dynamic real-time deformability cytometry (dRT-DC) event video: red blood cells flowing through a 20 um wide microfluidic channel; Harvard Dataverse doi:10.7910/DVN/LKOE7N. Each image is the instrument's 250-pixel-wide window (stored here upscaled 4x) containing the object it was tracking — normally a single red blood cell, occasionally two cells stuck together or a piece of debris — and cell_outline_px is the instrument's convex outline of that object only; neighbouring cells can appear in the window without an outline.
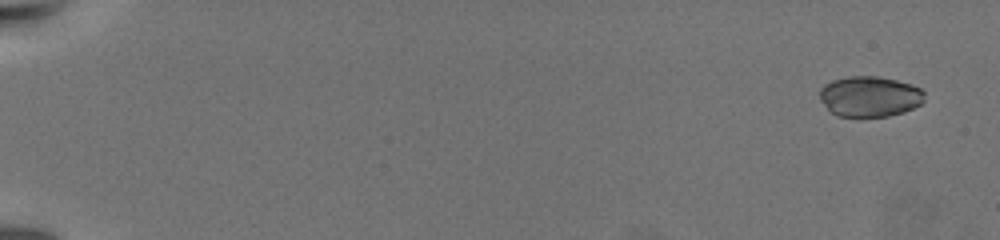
{"species": "common noctule bat (a hibernating species)", "species_latin": "Nyctalus noctula", "temperature_condition": "warm", "stored_images_in_passage": 13, "camera_frame_rate_fps": 3000, "um_per_image_px": 0.085, "animal": {"sex": "female", "body_mass_g": 19.5, "forearm_length_mm": 54.1}, "frame": {"image": 1, "passage_image": 2, "time_ms": 1.0, "image_size_px": [1000, 240], "cell_outline_px": [[924, 100], [920, 104], [904, 112], [888, 116], [836, 116], [820, 100], [820, 88], [824, 84], [832, 80], [848, 76], [876, 76], [896, 80], [912, 84], [920, 88], [924, 92]], "centroid_in_image_um": [73.92, 8.19], "position_along_channel_um": 11.1, "area_um2": 24.74}}
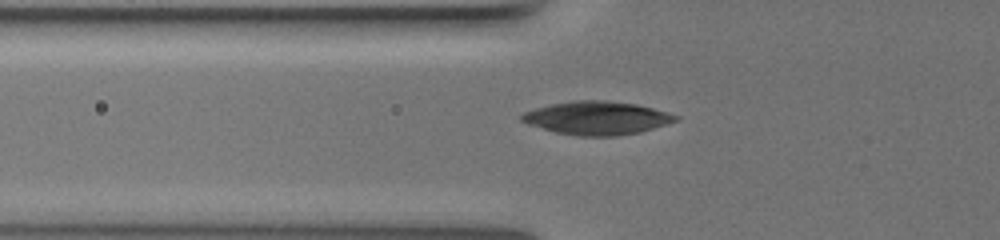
{"frame": {"image": 2, "passage_image": 11, "time_ms": 9.0, "image_size_px": [1000, 240], "cell_outline_px": [[680, 116], [676, 120], [640, 132], [616, 136], [580, 136], [556, 132], [528, 124], [520, 120], [520, 116], [524, 112], [536, 108], [552, 104], [576, 100], [604, 100], [636, 104], [652, 108]], "centroid_in_image_um": [50.71, 10.03], "position_along_channel_um": 75.1, "area_um2": 29.48}}
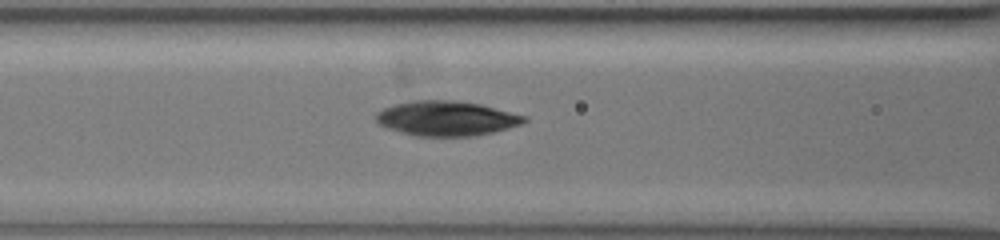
{"frame": {"image": 3, "passage_image": 13, "time_ms": 10.667, "image_size_px": [1000, 240], "cell_outline_px": [[528, 120], [520, 124], [492, 132], [472, 136], [416, 136], [388, 128], [380, 124], [376, 120], [376, 112], [392, 104], [412, 100], [456, 100], [480, 104], [528, 116]], "centroid_in_image_um": [37.94, 10.05], "position_along_channel_um": 128.7, "area_um2": 30.0}}